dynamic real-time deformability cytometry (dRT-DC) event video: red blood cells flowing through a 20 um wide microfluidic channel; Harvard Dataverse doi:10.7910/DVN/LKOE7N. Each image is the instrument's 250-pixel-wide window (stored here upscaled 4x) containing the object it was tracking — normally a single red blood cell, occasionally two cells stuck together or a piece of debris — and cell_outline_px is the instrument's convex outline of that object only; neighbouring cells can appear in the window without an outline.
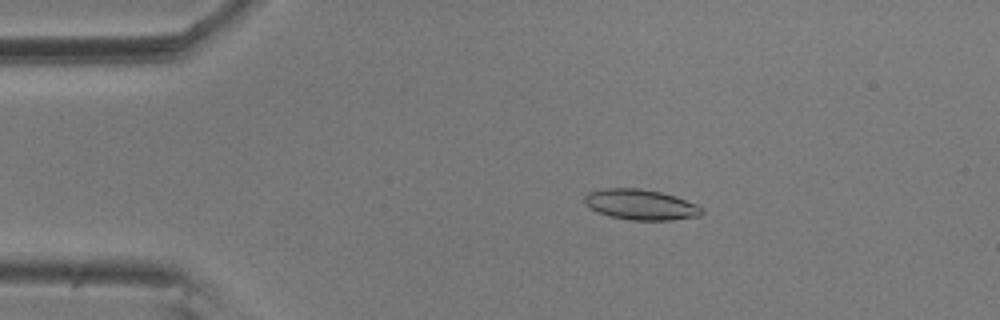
{"species": "common noctule bat (a hibernating species)", "species_latin": "Nyctalus noctula", "temperature_condition": "room temperature", "stored_images_in_passage": 4, "camera_frame_rate_fps": 3000, "um_per_image_px": 0.085, "animal": {"sex": "male", "body_mass_g": 20.5, "forearm_length_mm": 52.5}, "frame": {"image": 1, "passage_image": 2, "time_ms": 0.333, "image_size_px": [1000, 320], "cell_outline_px": [[704, 212], [700, 216], [672, 220], [628, 220], [608, 216], [584, 204], [584, 196], [588, 192], [600, 188], [640, 188], [660, 192], [676, 196], [696, 204], [704, 208]], "centroid_in_image_um": [54.47, 17.39], "position_along_channel_um": 30.5, "area_um2": 21.04}}